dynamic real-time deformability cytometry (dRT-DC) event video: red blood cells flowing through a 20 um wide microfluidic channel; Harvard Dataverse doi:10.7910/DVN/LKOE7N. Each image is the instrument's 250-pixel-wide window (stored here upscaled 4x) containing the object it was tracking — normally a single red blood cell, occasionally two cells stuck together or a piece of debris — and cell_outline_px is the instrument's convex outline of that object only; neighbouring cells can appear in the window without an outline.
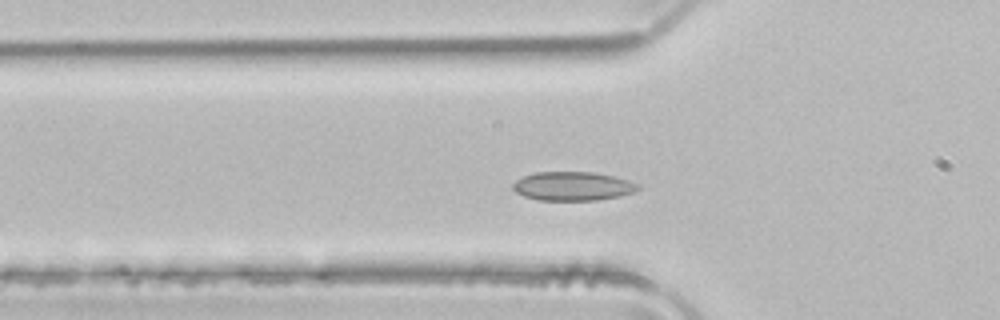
{"species": "common noctule bat (a hibernating species)", "species_latin": "Nyctalus noctula", "temperature_condition": "room temperature", "stored_images_in_passage": 43, "camera_frame_rate_fps": 3000, "um_per_image_px": 0.085, "animal": {"sex": "male", "body_mass_g": 21.5, "forearm_length_mm": 52.0}, "frame": {"image": 1, "passage_image": 8, "time_ms": 2.333, "image_size_px": [1000, 320], "cell_outline_px": [[640, 188], [636, 192], [620, 196], [596, 200], [536, 200], [524, 196], [516, 192], [512, 188], [512, 184], [516, 180], [524, 176], [536, 172], [592, 172], [612, 176], [628, 180], [640, 184]], "centroid_in_image_um": [48.7, 15.83], "position_along_channel_um": 77.1, "area_um2": 21.1}}
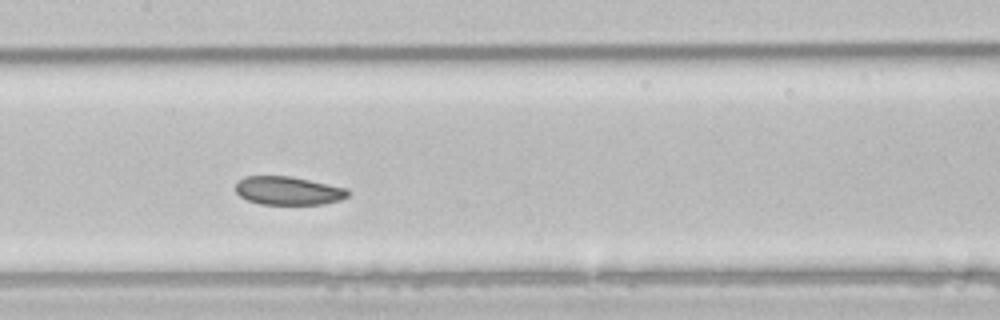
{"frame": {"image": 2, "passage_image": 16, "time_ms": 5.0, "image_size_px": [1000, 320], "cell_outline_px": [[348, 196], [340, 200], [324, 204], [260, 204], [248, 200], [240, 196], [236, 192], [236, 180], [244, 176], [292, 176], [348, 188]], "centroid_in_image_um": [24.49, 16.2], "position_along_channel_um": 182.9, "area_um2": 18.73}}
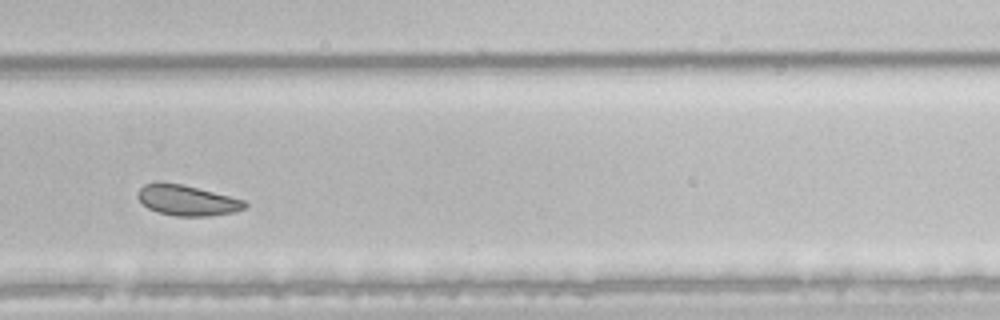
{"frame": {"image": 3, "passage_image": 26, "time_ms": 8.333, "image_size_px": [1000, 320], "cell_outline_px": [[248, 204], [244, 208], [236, 212], [208, 216], [176, 216], [160, 212], [148, 208], [136, 196], [136, 192], [144, 184], [180, 184], [244, 200]], "centroid_in_image_um": [15.92, 17.06], "position_along_channel_um": 313.9, "area_um2": 18.44}}